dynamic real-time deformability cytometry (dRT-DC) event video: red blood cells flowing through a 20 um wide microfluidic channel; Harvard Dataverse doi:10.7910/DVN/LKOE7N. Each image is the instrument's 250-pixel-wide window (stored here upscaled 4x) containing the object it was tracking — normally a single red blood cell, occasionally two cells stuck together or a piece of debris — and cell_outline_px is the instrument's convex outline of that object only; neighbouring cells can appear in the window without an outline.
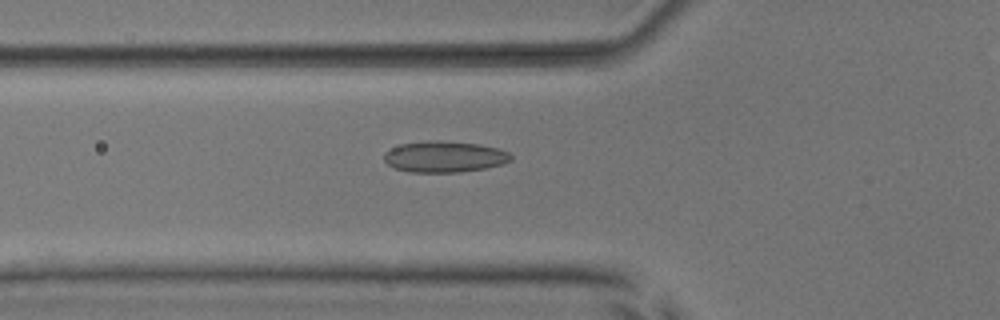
{"species": "common noctule bat (a hibernating species)", "species_latin": "Nyctalus noctula", "temperature_condition": "room temperature", "stored_images_in_passage": 40, "camera_frame_rate_fps": 3000, "um_per_image_px": 0.085, "animal": {"sex": "male", "body_mass_g": 17.9, "forearm_length_mm": 54.2}, "frame": {"image": 1, "passage_image": 6, "time_ms": 1.667, "image_size_px": [1000, 320], "cell_outline_px": [[512, 160], [504, 164], [484, 168], [460, 172], [408, 172], [396, 168], [388, 164], [384, 160], [384, 152], [400, 144], [428, 140], [436, 140], [480, 144], [500, 148], [508, 152], [512, 156]], "centroid_in_image_um": [37.8, 13.31], "position_along_channel_um": 88.0, "area_um2": 23.18}}
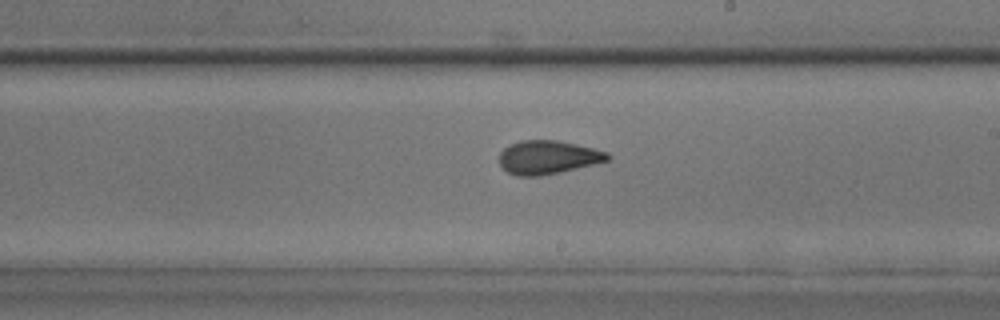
{"frame": {"image": 2, "passage_image": 18, "time_ms": 5.667, "image_size_px": [1000, 320], "cell_outline_px": [[612, 156], [608, 160], [560, 172], [540, 176], [516, 176], [508, 172], [500, 164], [500, 152], [504, 148], [520, 140], [556, 140], [576, 144], [608, 152]], "centroid_in_image_um": [46.57, 13.37], "position_along_channel_um": 242.4, "area_um2": 20.98}}
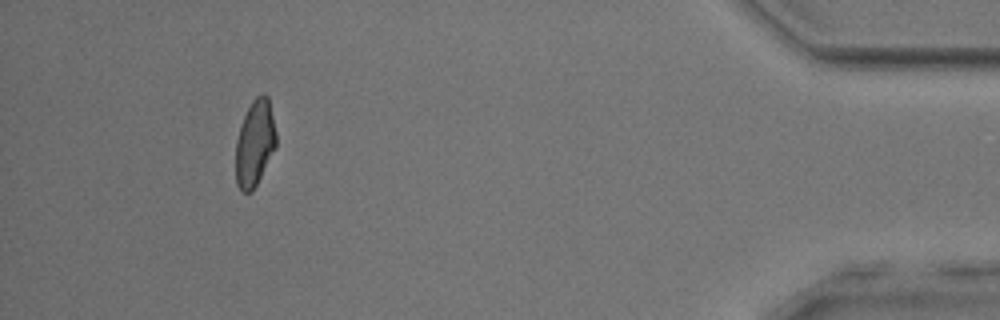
{"frame": {"image": 3, "passage_image": 36, "time_ms": 11.667, "image_size_px": [1000, 320], "cell_outline_px": [[276, 148], [252, 192], [240, 192], [236, 184], [236, 140], [240, 124], [252, 100], [256, 96], [264, 92], [268, 96], [276, 132]], "centroid_in_image_um": [21.65, 12.17], "position_along_channel_um": 413.5, "area_um2": 20.46}}